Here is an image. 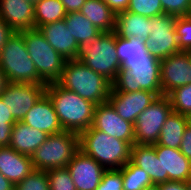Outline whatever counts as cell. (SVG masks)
<instances>
[{
	"label": "cell",
	"mask_w": 191,
	"mask_h": 190,
	"mask_svg": "<svg viewBox=\"0 0 191 190\" xmlns=\"http://www.w3.org/2000/svg\"><path fill=\"white\" fill-rule=\"evenodd\" d=\"M160 64L161 60L149 52L145 56L130 57L121 65L110 92L145 90L162 96Z\"/></svg>",
	"instance_id": "cell-1"
},
{
	"label": "cell",
	"mask_w": 191,
	"mask_h": 190,
	"mask_svg": "<svg viewBox=\"0 0 191 190\" xmlns=\"http://www.w3.org/2000/svg\"><path fill=\"white\" fill-rule=\"evenodd\" d=\"M45 93L54 105L63 130L80 134L92 126L96 104L65 89L57 82L47 84Z\"/></svg>",
	"instance_id": "cell-2"
},
{
	"label": "cell",
	"mask_w": 191,
	"mask_h": 190,
	"mask_svg": "<svg viewBox=\"0 0 191 190\" xmlns=\"http://www.w3.org/2000/svg\"><path fill=\"white\" fill-rule=\"evenodd\" d=\"M57 83L96 105L108 102L112 88L108 79L76 59L65 61Z\"/></svg>",
	"instance_id": "cell-3"
},
{
	"label": "cell",
	"mask_w": 191,
	"mask_h": 190,
	"mask_svg": "<svg viewBox=\"0 0 191 190\" xmlns=\"http://www.w3.org/2000/svg\"><path fill=\"white\" fill-rule=\"evenodd\" d=\"M131 145L92 126L79 134V148L106 170L120 169L130 161Z\"/></svg>",
	"instance_id": "cell-4"
},
{
	"label": "cell",
	"mask_w": 191,
	"mask_h": 190,
	"mask_svg": "<svg viewBox=\"0 0 191 190\" xmlns=\"http://www.w3.org/2000/svg\"><path fill=\"white\" fill-rule=\"evenodd\" d=\"M76 60L112 83L121 69L116 53V32H102L90 43L81 44Z\"/></svg>",
	"instance_id": "cell-5"
},
{
	"label": "cell",
	"mask_w": 191,
	"mask_h": 190,
	"mask_svg": "<svg viewBox=\"0 0 191 190\" xmlns=\"http://www.w3.org/2000/svg\"><path fill=\"white\" fill-rule=\"evenodd\" d=\"M0 68L9 83L45 84L39 78L29 56L23 39V31L14 32L0 51Z\"/></svg>",
	"instance_id": "cell-6"
},
{
	"label": "cell",
	"mask_w": 191,
	"mask_h": 190,
	"mask_svg": "<svg viewBox=\"0 0 191 190\" xmlns=\"http://www.w3.org/2000/svg\"><path fill=\"white\" fill-rule=\"evenodd\" d=\"M79 149V134L76 132L64 130L48 135L31 155L33 168L42 171L65 168Z\"/></svg>",
	"instance_id": "cell-7"
},
{
	"label": "cell",
	"mask_w": 191,
	"mask_h": 190,
	"mask_svg": "<svg viewBox=\"0 0 191 190\" xmlns=\"http://www.w3.org/2000/svg\"><path fill=\"white\" fill-rule=\"evenodd\" d=\"M23 39L39 78L46 85L57 82L66 59L48 43L38 29L24 30Z\"/></svg>",
	"instance_id": "cell-8"
},
{
	"label": "cell",
	"mask_w": 191,
	"mask_h": 190,
	"mask_svg": "<svg viewBox=\"0 0 191 190\" xmlns=\"http://www.w3.org/2000/svg\"><path fill=\"white\" fill-rule=\"evenodd\" d=\"M172 106L167 95L156 99L141 112L134 122L135 144L154 145L157 143L163 124L171 114Z\"/></svg>",
	"instance_id": "cell-9"
},
{
	"label": "cell",
	"mask_w": 191,
	"mask_h": 190,
	"mask_svg": "<svg viewBox=\"0 0 191 190\" xmlns=\"http://www.w3.org/2000/svg\"><path fill=\"white\" fill-rule=\"evenodd\" d=\"M175 23L174 15L162 14L151 18V33L145 43L153 57L163 60L180 52Z\"/></svg>",
	"instance_id": "cell-10"
},
{
	"label": "cell",
	"mask_w": 191,
	"mask_h": 190,
	"mask_svg": "<svg viewBox=\"0 0 191 190\" xmlns=\"http://www.w3.org/2000/svg\"><path fill=\"white\" fill-rule=\"evenodd\" d=\"M46 84L8 83L0 97L16 121H22L27 112L45 93Z\"/></svg>",
	"instance_id": "cell-11"
},
{
	"label": "cell",
	"mask_w": 191,
	"mask_h": 190,
	"mask_svg": "<svg viewBox=\"0 0 191 190\" xmlns=\"http://www.w3.org/2000/svg\"><path fill=\"white\" fill-rule=\"evenodd\" d=\"M160 79L162 95L174 89L191 84V53L180 51L161 60Z\"/></svg>",
	"instance_id": "cell-12"
},
{
	"label": "cell",
	"mask_w": 191,
	"mask_h": 190,
	"mask_svg": "<svg viewBox=\"0 0 191 190\" xmlns=\"http://www.w3.org/2000/svg\"><path fill=\"white\" fill-rule=\"evenodd\" d=\"M92 127L131 146L135 144L134 124L122 119L109 102L96 105Z\"/></svg>",
	"instance_id": "cell-13"
},
{
	"label": "cell",
	"mask_w": 191,
	"mask_h": 190,
	"mask_svg": "<svg viewBox=\"0 0 191 190\" xmlns=\"http://www.w3.org/2000/svg\"><path fill=\"white\" fill-rule=\"evenodd\" d=\"M76 190H95L106 169L94 158L78 150L67 165Z\"/></svg>",
	"instance_id": "cell-14"
},
{
	"label": "cell",
	"mask_w": 191,
	"mask_h": 190,
	"mask_svg": "<svg viewBox=\"0 0 191 190\" xmlns=\"http://www.w3.org/2000/svg\"><path fill=\"white\" fill-rule=\"evenodd\" d=\"M153 92L140 90L136 92H110L108 102L118 115L134 124L137 116L143 112L155 99Z\"/></svg>",
	"instance_id": "cell-15"
},
{
	"label": "cell",
	"mask_w": 191,
	"mask_h": 190,
	"mask_svg": "<svg viewBox=\"0 0 191 190\" xmlns=\"http://www.w3.org/2000/svg\"><path fill=\"white\" fill-rule=\"evenodd\" d=\"M21 122L48 135L64 131L54 105L46 93L27 112Z\"/></svg>",
	"instance_id": "cell-16"
},
{
	"label": "cell",
	"mask_w": 191,
	"mask_h": 190,
	"mask_svg": "<svg viewBox=\"0 0 191 190\" xmlns=\"http://www.w3.org/2000/svg\"><path fill=\"white\" fill-rule=\"evenodd\" d=\"M156 155L161 159L162 183L169 180L186 182L191 176V161L179 149L155 145Z\"/></svg>",
	"instance_id": "cell-17"
},
{
	"label": "cell",
	"mask_w": 191,
	"mask_h": 190,
	"mask_svg": "<svg viewBox=\"0 0 191 190\" xmlns=\"http://www.w3.org/2000/svg\"><path fill=\"white\" fill-rule=\"evenodd\" d=\"M0 17L14 32L35 29L34 5L26 0H0Z\"/></svg>",
	"instance_id": "cell-18"
},
{
	"label": "cell",
	"mask_w": 191,
	"mask_h": 190,
	"mask_svg": "<svg viewBox=\"0 0 191 190\" xmlns=\"http://www.w3.org/2000/svg\"><path fill=\"white\" fill-rule=\"evenodd\" d=\"M38 30L66 60L76 59L79 45L67 29L64 19L40 26Z\"/></svg>",
	"instance_id": "cell-19"
},
{
	"label": "cell",
	"mask_w": 191,
	"mask_h": 190,
	"mask_svg": "<svg viewBox=\"0 0 191 190\" xmlns=\"http://www.w3.org/2000/svg\"><path fill=\"white\" fill-rule=\"evenodd\" d=\"M33 170L31 156L18 153L10 146L0 147V172L14 185Z\"/></svg>",
	"instance_id": "cell-20"
},
{
	"label": "cell",
	"mask_w": 191,
	"mask_h": 190,
	"mask_svg": "<svg viewBox=\"0 0 191 190\" xmlns=\"http://www.w3.org/2000/svg\"><path fill=\"white\" fill-rule=\"evenodd\" d=\"M115 32L118 37L146 41L151 33V18L124 11L116 14Z\"/></svg>",
	"instance_id": "cell-21"
},
{
	"label": "cell",
	"mask_w": 191,
	"mask_h": 190,
	"mask_svg": "<svg viewBox=\"0 0 191 190\" xmlns=\"http://www.w3.org/2000/svg\"><path fill=\"white\" fill-rule=\"evenodd\" d=\"M48 134L32 128L21 121L12 127L10 147L18 153L31 156L47 139Z\"/></svg>",
	"instance_id": "cell-22"
},
{
	"label": "cell",
	"mask_w": 191,
	"mask_h": 190,
	"mask_svg": "<svg viewBox=\"0 0 191 190\" xmlns=\"http://www.w3.org/2000/svg\"><path fill=\"white\" fill-rule=\"evenodd\" d=\"M130 161L147 172L153 184L162 183L161 159L157 158L155 144H134L131 147Z\"/></svg>",
	"instance_id": "cell-23"
},
{
	"label": "cell",
	"mask_w": 191,
	"mask_h": 190,
	"mask_svg": "<svg viewBox=\"0 0 191 190\" xmlns=\"http://www.w3.org/2000/svg\"><path fill=\"white\" fill-rule=\"evenodd\" d=\"M101 32L115 31L116 14L105 0H86L79 11Z\"/></svg>",
	"instance_id": "cell-24"
},
{
	"label": "cell",
	"mask_w": 191,
	"mask_h": 190,
	"mask_svg": "<svg viewBox=\"0 0 191 190\" xmlns=\"http://www.w3.org/2000/svg\"><path fill=\"white\" fill-rule=\"evenodd\" d=\"M189 124V116L176 112L166 118L159 139L155 145L179 149L185 128Z\"/></svg>",
	"instance_id": "cell-25"
},
{
	"label": "cell",
	"mask_w": 191,
	"mask_h": 190,
	"mask_svg": "<svg viewBox=\"0 0 191 190\" xmlns=\"http://www.w3.org/2000/svg\"><path fill=\"white\" fill-rule=\"evenodd\" d=\"M67 29L75 38L78 45L90 43L102 32L80 12H70L64 18Z\"/></svg>",
	"instance_id": "cell-26"
},
{
	"label": "cell",
	"mask_w": 191,
	"mask_h": 190,
	"mask_svg": "<svg viewBox=\"0 0 191 190\" xmlns=\"http://www.w3.org/2000/svg\"><path fill=\"white\" fill-rule=\"evenodd\" d=\"M67 15L60 0H40L34 5L35 29L62 20Z\"/></svg>",
	"instance_id": "cell-27"
},
{
	"label": "cell",
	"mask_w": 191,
	"mask_h": 190,
	"mask_svg": "<svg viewBox=\"0 0 191 190\" xmlns=\"http://www.w3.org/2000/svg\"><path fill=\"white\" fill-rule=\"evenodd\" d=\"M119 170L122 172L123 190H143L153 184L149 174L131 161Z\"/></svg>",
	"instance_id": "cell-28"
},
{
	"label": "cell",
	"mask_w": 191,
	"mask_h": 190,
	"mask_svg": "<svg viewBox=\"0 0 191 190\" xmlns=\"http://www.w3.org/2000/svg\"><path fill=\"white\" fill-rule=\"evenodd\" d=\"M116 53L122 65L130 57L145 56L148 50L145 41L137 38H122L116 35Z\"/></svg>",
	"instance_id": "cell-29"
},
{
	"label": "cell",
	"mask_w": 191,
	"mask_h": 190,
	"mask_svg": "<svg viewBox=\"0 0 191 190\" xmlns=\"http://www.w3.org/2000/svg\"><path fill=\"white\" fill-rule=\"evenodd\" d=\"M167 96L173 112L191 116V84L178 87Z\"/></svg>",
	"instance_id": "cell-30"
},
{
	"label": "cell",
	"mask_w": 191,
	"mask_h": 190,
	"mask_svg": "<svg viewBox=\"0 0 191 190\" xmlns=\"http://www.w3.org/2000/svg\"><path fill=\"white\" fill-rule=\"evenodd\" d=\"M127 11L149 18L165 14L160 0H130Z\"/></svg>",
	"instance_id": "cell-31"
},
{
	"label": "cell",
	"mask_w": 191,
	"mask_h": 190,
	"mask_svg": "<svg viewBox=\"0 0 191 190\" xmlns=\"http://www.w3.org/2000/svg\"><path fill=\"white\" fill-rule=\"evenodd\" d=\"M14 190H50L46 171L34 169L21 182L15 184Z\"/></svg>",
	"instance_id": "cell-32"
},
{
	"label": "cell",
	"mask_w": 191,
	"mask_h": 190,
	"mask_svg": "<svg viewBox=\"0 0 191 190\" xmlns=\"http://www.w3.org/2000/svg\"><path fill=\"white\" fill-rule=\"evenodd\" d=\"M50 190H76L75 184L67 167L46 171Z\"/></svg>",
	"instance_id": "cell-33"
},
{
	"label": "cell",
	"mask_w": 191,
	"mask_h": 190,
	"mask_svg": "<svg viewBox=\"0 0 191 190\" xmlns=\"http://www.w3.org/2000/svg\"><path fill=\"white\" fill-rule=\"evenodd\" d=\"M175 32L180 51H191V17H176Z\"/></svg>",
	"instance_id": "cell-34"
},
{
	"label": "cell",
	"mask_w": 191,
	"mask_h": 190,
	"mask_svg": "<svg viewBox=\"0 0 191 190\" xmlns=\"http://www.w3.org/2000/svg\"><path fill=\"white\" fill-rule=\"evenodd\" d=\"M95 190H123L122 172L119 169L106 170Z\"/></svg>",
	"instance_id": "cell-35"
},
{
	"label": "cell",
	"mask_w": 191,
	"mask_h": 190,
	"mask_svg": "<svg viewBox=\"0 0 191 190\" xmlns=\"http://www.w3.org/2000/svg\"><path fill=\"white\" fill-rule=\"evenodd\" d=\"M165 14L176 17L187 16L191 10V0H160Z\"/></svg>",
	"instance_id": "cell-36"
},
{
	"label": "cell",
	"mask_w": 191,
	"mask_h": 190,
	"mask_svg": "<svg viewBox=\"0 0 191 190\" xmlns=\"http://www.w3.org/2000/svg\"><path fill=\"white\" fill-rule=\"evenodd\" d=\"M180 152L191 161V124L184 130L182 141L179 147Z\"/></svg>",
	"instance_id": "cell-37"
},
{
	"label": "cell",
	"mask_w": 191,
	"mask_h": 190,
	"mask_svg": "<svg viewBox=\"0 0 191 190\" xmlns=\"http://www.w3.org/2000/svg\"><path fill=\"white\" fill-rule=\"evenodd\" d=\"M14 124L6 123V120H0V147L10 146V137Z\"/></svg>",
	"instance_id": "cell-38"
},
{
	"label": "cell",
	"mask_w": 191,
	"mask_h": 190,
	"mask_svg": "<svg viewBox=\"0 0 191 190\" xmlns=\"http://www.w3.org/2000/svg\"><path fill=\"white\" fill-rule=\"evenodd\" d=\"M14 31L0 17V51L3 49L7 40L13 35Z\"/></svg>",
	"instance_id": "cell-39"
},
{
	"label": "cell",
	"mask_w": 191,
	"mask_h": 190,
	"mask_svg": "<svg viewBox=\"0 0 191 190\" xmlns=\"http://www.w3.org/2000/svg\"><path fill=\"white\" fill-rule=\"evenodd\" d=\"M129 1L130 0H105V3L115 14H118L127 10Z\"/></svg>",
	"instance_id": "cell-40"
},
{
	"label": "cell",
	"mask_w": 191,
	"mask_h": 190,
	"mask_svg": "<svg viewBox=\"0 0 191 190\" xmlns=\"http://www.w3.org/2000/svg\"><path fill=\"white\" fill-rule=\"evenodd\" d=\"M158 185L160 190H188L186 183L183 181L169 180Z\"/></svg>",
	"instance_id": "cell-41"
},
{
	"label": "cell",
	"mask_w": 191,
	"mask_h": 190,
	"mask_svg": "<svg viewBox=\"0 0 191 190\" xmlns=\"http://www.w3.org/2000/svg\"><path fill=\"white\" fill-rule=\"evenodd\" d=\"M67 13L79 12L86 0H60Z\"/></svg>",
	"instance_id": "cell-42"
},
{
	"label": "cell",
	"mask_w": 191,
	"mask_h": 190,
	"mask_svg": "<svg viewBox=\"0 0 191 190\" xmlns=\"http://www.w3.org/2000/svg\"><path fill=\"white\" fill-rule=\"evenodd\" d=\"M0 120H6V123H16L17 122L13 118L12 114L9 113L6 103H3L1 97H0Z\"/></svg>",
	"instance_id": "cell-43"
},
{
	"label": "cell",
	"mask_w": 191,
	"mask_h": 190,
	"mask_svg": "<svg viewBox=\"0 0 191 190\" xmlns=\"http://www.w3.org/2000/svg\"><path fill=\"white\" fill-rule=\"evenodd\" d=\"M15 185L0 172V190H14Z\"/></svg>",
	"instance_id": "cell-44"
},
{
	"label": "cell",
	"mask_w": 191,
	"mask_h": 190,
	"mask_svg": "<svg viewBox=\"0 0 191 190\" xmlns=\"http://www.w3.org/2000/svg\"><path fill=\"white\" fill-rule=\"evenodd\" d=\"M8 80L6 75L4 74L3 70L0 68V94L3 92L4 88L8 84Z\"/></svg>",
	"instance_id": "cell-45"
},
{
	"label": "cell",
	"mask_w": 191,
	"mask_h": 190,
	"mask_svg": "<svg viewBox=\"0 0 191 190\" xmlns=\"http://www.w3.org/2000/svg\"><path fill=\"white\" fill-rule=\"evenodd\" d=\"M143 190H160V189H159V185L158 184H152L150 186H147Z\"/></svg>",
	"instance_id": "cell-46"
},
{
	"label": "cell",
	"mask_w": 191,
	"mask_h": 190,
	"mask_svg": "<svg viewBox=\"0 0 191 190\" xmlns=\"http://www.w3.org/2000/svg\"><path fill=\"white\" fill-rule=\"evenodd\" d=\"M185 183H186L187 189L191 190V176L187 179Z\"/></svg>",
	"instance_id": "cell-47"
},
{
	"label": "cell",
	"mask_w": 191,
	"mask_h": 190,
	"mask_svg": "<svg viewBox=\"0 0 191 190\" xmlns=\"http://www.w3.org/2000/svg\"><path fill=\"white\" fill-rule=\"evenodd\" d=\"M28 3L35 5L40 0H26Z\"/></svg>",
	"instance_id": "cell-48"
}]
</instances>
